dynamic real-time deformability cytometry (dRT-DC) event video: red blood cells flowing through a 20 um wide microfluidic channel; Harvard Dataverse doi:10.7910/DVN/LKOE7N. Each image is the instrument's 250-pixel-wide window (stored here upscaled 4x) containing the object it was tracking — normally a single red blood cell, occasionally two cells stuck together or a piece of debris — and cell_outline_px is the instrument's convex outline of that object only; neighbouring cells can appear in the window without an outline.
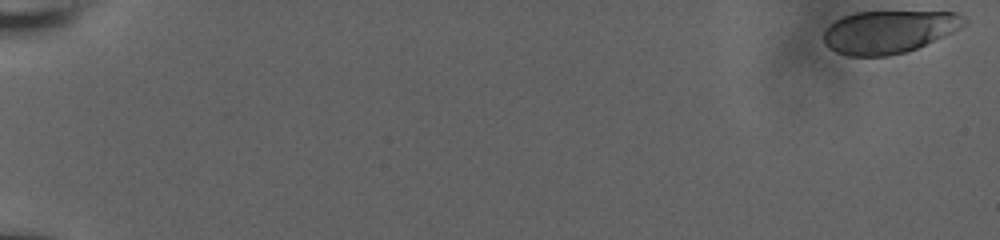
{"species": "human", "species_latin": "Homo sapiens", "temperature_condition": "room temperature", "stored_images_in_passage": 53, "camera_frame_rate_fps": 3000, "um_per_image_px": 0.085, "donor": {"sex": "male"}, "frame": {"image": 1, "passage_image": 1, "time_ms": 0.0, "image_size_px": [1000, 240], "cell_outline_px": [[968, 20], [960, 28], [944, 36], [916, 48], [904, 52], [888, 56], [848, 56], [836, 52], [828, 48], [824, 44], [824, 32], [836, 20], [844, 16], [856, 12], [956, 12], [964, 16]], "centroid_in_image_um": [75.55, 2.7], "position_along_channel_um": 9.5, "area_um2": 34.74}}
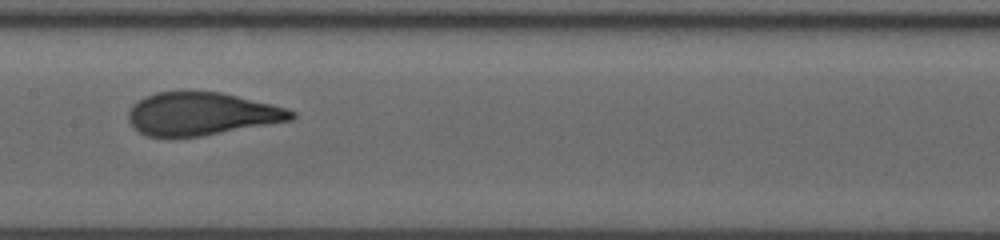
{"frame": {"image": 2, "passage_image": 32, "time_ms": 10.333, "image_size_px": [1000, 240], "cell_outline_px": [[296, 116], [292, 120], [200, 136], [148, 136], [140, 132], [128, 120], [128, 112], [132, 104], [144, 96], [156, 92], [220, 92], [272, 104], [296, 112]], "centroid_in_image_um": [17.12, 9.67], "position_along_channel_um": 190.3, "area_um2": 40.23}}
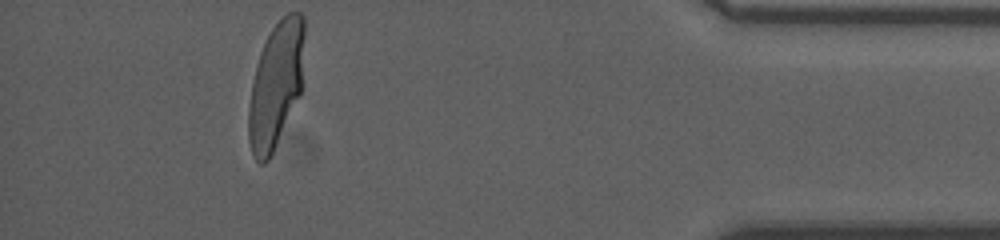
{"frame": {"image": 3, "passage_image": 53, "time_ms": 17.333, "image_size_px": [1000, 240], "cell_outline_px": [[304, 36], [300, 92], [272, 152], [268, 160], [264, 164], [260, 164], [252, 156], [248, 140], [248, 108], [252, 84], [260, 52], [272, 28], [288, 12], [300, 12], [304, 16]], "centroid_in_image_um": [23.42, 7.22], "position_along_channel_um": 411.8, "area_um2": 40.06}, "authors_computed_cell_mechanics": {"area_um2": 40.3444, "velocity_mm_per_s": 3.8206, "shape_relaxation_time_tau1_ms": 5.1366, "shape_relaxation_time_tau2_ms": null, "deformation_change_tau1": 0.2254, "deformation_change_tau2": null}}